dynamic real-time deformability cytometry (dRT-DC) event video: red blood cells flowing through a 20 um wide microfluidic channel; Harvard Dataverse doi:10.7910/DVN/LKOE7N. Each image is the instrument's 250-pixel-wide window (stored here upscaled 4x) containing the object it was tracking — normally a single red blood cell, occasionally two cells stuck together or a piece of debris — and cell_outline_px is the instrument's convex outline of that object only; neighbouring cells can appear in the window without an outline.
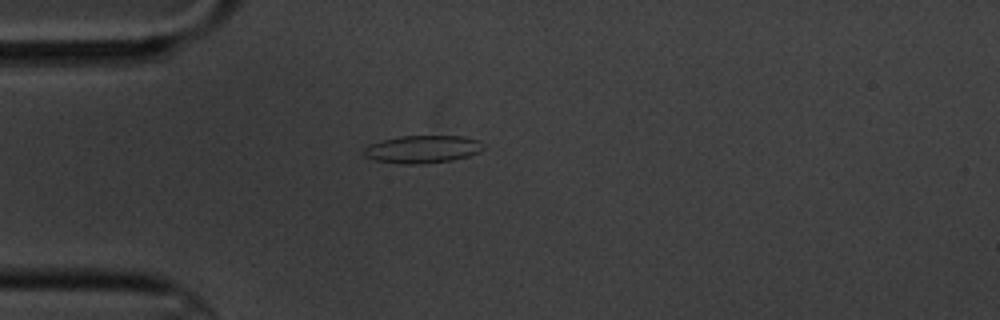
{"species": "common noctule bat (a hibernating species)", "species_latin": "Nyctalus noctula", "temperature_condition": "cold", "stored_images_in_passage": 2, "camera_frame_rate_fps": 3000, "um_per_image_px": 0.085, "animal": {"sex": "male", "body_mass_g": 20.1, "forearm_length_mm": 53.5}, "frame": {"image": 1, "passage_image": 2, "time_ms": 1.0, "image_size_px": [1000, 320], "cell_outline_px": [[488, 148], [480, 152], [468, 156], [452, 160], [420, 164], [404, 164], [376, 160], [364, 156], [360, 152], [368, 144], [380, 140], [400, 136], [464, 136], [480, 140]], "centroid_in_image_um": [35.93, 12.67], "position_along_channel_um": 49.1, "area_um2": 19.65}}